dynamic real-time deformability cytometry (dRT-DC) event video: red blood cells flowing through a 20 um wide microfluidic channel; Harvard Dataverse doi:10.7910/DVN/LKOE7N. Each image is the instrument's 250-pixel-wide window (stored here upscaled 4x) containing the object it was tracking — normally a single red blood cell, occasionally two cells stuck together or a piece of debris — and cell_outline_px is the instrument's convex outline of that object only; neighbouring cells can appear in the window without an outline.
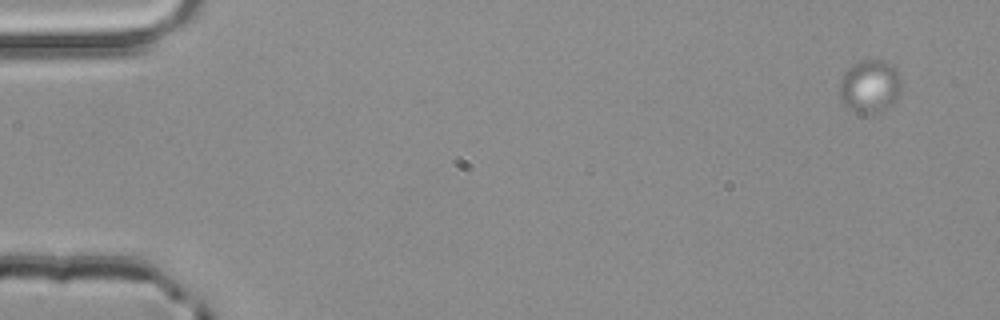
{"species": "common noctule bat (a hibernating species)", "species_latin": "Nyctalus noctula", "temperature_condition": "room temperature", "stored_images_in_passage": 4, "camera_frame_rate_fps": 3000, "um_per_image_px": 0.085, "animal": {"sex": "male", "body_mass_g": 20.4}, "frame": {"image": 1, "passage_image": 1, "time_ms": 0.0, "image_size_px": [1000, 320], "cell_outline_px": [[900, 92], [896, 100], [884, 112], [860, 112], [852, 108], [840, 100], [840, 80], [844, 72], [852, 64], [860, 60], [884, 60], [896, 68], [900, 76]], "centroid_in_image_um": [73.96, 7.3], "position_along_channel_um": 11.0, "area_um2": 19.02}}